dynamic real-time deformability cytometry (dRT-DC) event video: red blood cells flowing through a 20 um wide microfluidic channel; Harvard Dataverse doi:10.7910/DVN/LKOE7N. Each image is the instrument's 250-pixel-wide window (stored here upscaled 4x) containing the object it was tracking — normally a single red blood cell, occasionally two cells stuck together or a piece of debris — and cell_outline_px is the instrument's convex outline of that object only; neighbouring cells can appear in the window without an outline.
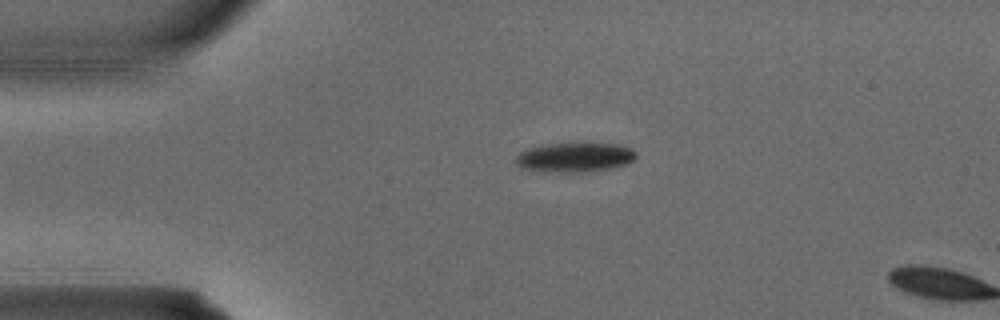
{"species": "common noctule bat (a hibernating species)", "species_latin": "Nyctalus noctula", "temperature_condition": "warm", "stored_images_in_passage": 3, "camera_frame_rate_fps": 3000, "um_per_image_px": 0.085, "animal": {"sex": "male", "body_mass_g": 15.6}, "frame": {"image": 1, "passage_image": 3, "time_ms": 0.667, "image_size_px": [1000, 320], "cell_outline_px": [[636, 156], [628, 164], [612, 168], [584, 172], [536, 172], [520, 168], [516, 164], [516, 156], [520, 152], [528, 148], [540, 144], [580, 140], [588, 140], [616, 144], [632, 148], [636, 152]], "centroid_in_image_um": [48.83, 13.32], "position_along_channel_um": 36.2, "area_um2": 22.08}}